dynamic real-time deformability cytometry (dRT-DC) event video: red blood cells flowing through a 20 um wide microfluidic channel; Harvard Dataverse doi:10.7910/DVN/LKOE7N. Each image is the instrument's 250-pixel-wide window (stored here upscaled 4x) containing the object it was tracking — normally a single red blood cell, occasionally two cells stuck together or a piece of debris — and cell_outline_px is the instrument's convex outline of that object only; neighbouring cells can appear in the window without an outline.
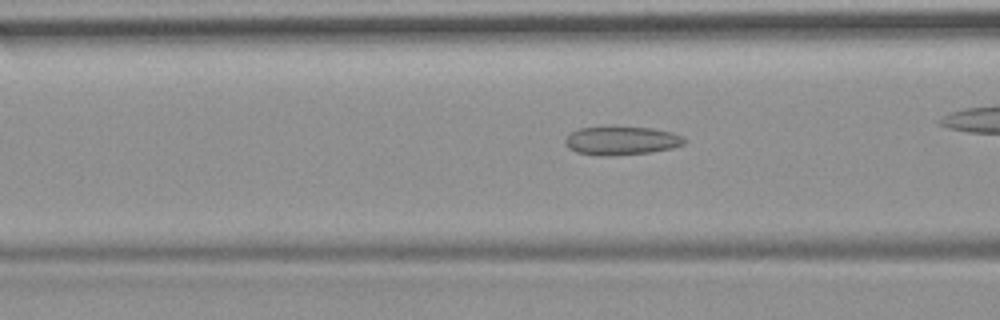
{"species": "common noctule bat (a hibernating species)", "species_latin": "Nyctalus noctula", "temperature_condition": "room temperature", "stored_images_in_passage": 27, "camera_frame_rate_fps": 3000, "um_per_image_px": 0.085, "animal": {"sex": "female", "body_mass_g": 19.9}, "frame": {"image": 1, "passage_image": 5, "time_ms": 1.333, "image_size_px": [1000, 320], "cell_outline_px": [[688, 140], [684, 144], [672, 148], [648, 152], [604, 156], [576, 152], [568, 148], [564, 144], [564, 140], [572, 132], [580, 128], [612, 124], [652, 128], [672, 132]], "centroid_in_image_um": [52.79, 11.91], "position_along_channel_um": 113.8, "area_um2": 20.35}}